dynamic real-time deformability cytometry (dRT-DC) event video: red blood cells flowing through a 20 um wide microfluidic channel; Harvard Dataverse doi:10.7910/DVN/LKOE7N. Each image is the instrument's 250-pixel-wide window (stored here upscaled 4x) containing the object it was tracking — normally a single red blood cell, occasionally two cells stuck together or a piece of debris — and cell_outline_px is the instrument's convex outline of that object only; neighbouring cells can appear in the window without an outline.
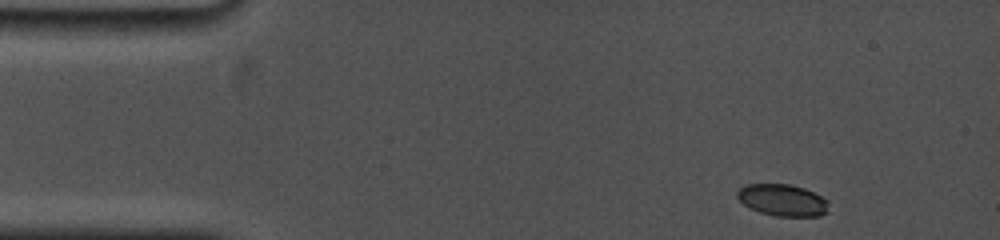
{"species": "common noctule bat (a hibernating species)", "species_latin": "Nyctalus noctula", "temperature_condition": "cold", "stored_images_in_passage": 51, "camera_frame_rate_fps": 5000, "um_per_image_px": 0.085, "animal": {"sex": "female", "body_mass_g": 19.0, "forearm_length_mm": 53.3}, "frame": {"image": 1, "passage_image": 1, "time_ms": 0.0, "image_size_px": [1000, 240], "cell_outline_px": [[828, 212], [820, 216], [776, 216], [760, 212], [744, 204], [736, 196], [736, 192], [740, 188], [748, 184], [788, 184], [804, 188], [828, 200]], "centroid_in_image_um": [66.53, 17.01], "position_along_channel_um": 18.5, "area_um2": 16.82}}
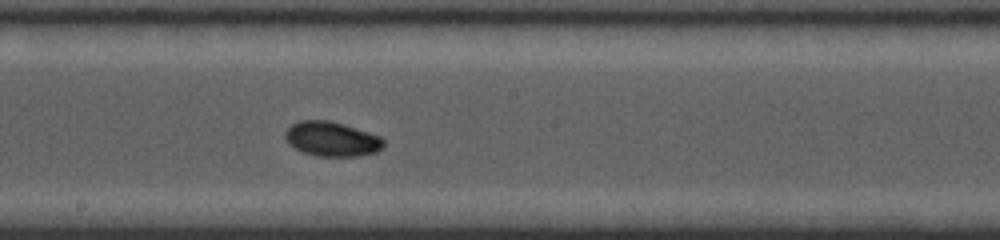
{"frame": {"image": 2, "passage_image": 27, "time_ms": 7.6, "image_size_px": [1000, 240], "cell_outline_px": [[384, 148], [376, 152], [360, 156], [316, 156], [304, 152], [288, 144], [284, 140], [284, 132], [292, 124], [300, 120], [328, 120], [344, 124], [380, 136], [384, 140]], "centroid_in_image_um": [28.19, 11.82], "position_along_channel_um": 220.0, "area_um2": 20.0}}
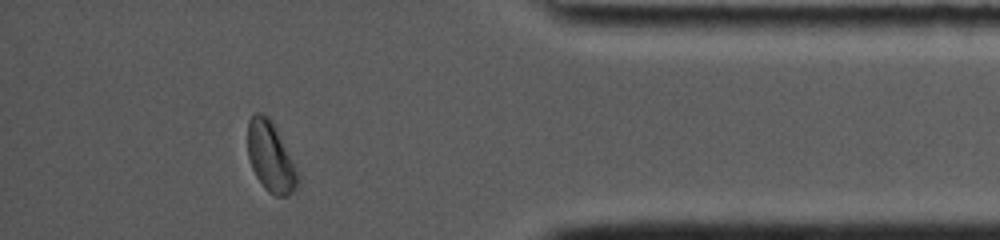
{"frame": {"image": 3, "passage_image": 47, "time_ms": 13.2, "image_size_px": [1000, 240], "cell_outline_px": [[300, 180], [296, 188], [288, 196], [276, 196], [268, 192], [264, 188], [256, 176], [252, 168], [248, 156], [248, 120], [256, 112], [260, 112], [268, 116], [272, 120], [300, 176]], "centroid_in_image_um": [23.01, 13.35], "position_along_channel_um": 412.2, "area_um2": 20.4}, "authors_computed_cell_mechanics": {"area_um2": 19.363, "velocity_mm_per_s": 3.7626, "shape_relaxation_time_tau1_ms": 4.373, "shape_relaxation_time_tau2_ms": null, "deformation_change_tau1": 0.1321, "deformation_change_tau2": null}}